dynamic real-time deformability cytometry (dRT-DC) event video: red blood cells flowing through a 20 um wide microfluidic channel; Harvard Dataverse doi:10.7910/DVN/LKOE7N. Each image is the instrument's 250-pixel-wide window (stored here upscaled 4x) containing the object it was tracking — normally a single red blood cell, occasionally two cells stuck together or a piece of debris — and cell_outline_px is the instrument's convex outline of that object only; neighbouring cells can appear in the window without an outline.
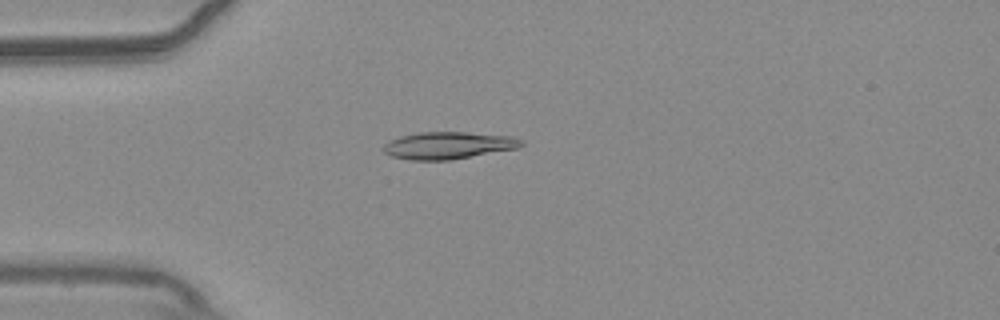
{"species": "common noctule bat (a hibernating species)", "species_latin": "Nyctalus noctula", "temperature_condition": "warm", "stored_images_in_passage": 53, "camera_frame_rate_fps": 3000, "um_per_image_px": 0.085, "animal": {"sex": "male", "body_mass_g": 20.4}, "frame": {"image": 1, "passage_image": 13, "time_ms": 4.0, "image_size_px": [1000, 320], "cell_outline_px": [[524, 144], [520, 148], [452, 160], [412, 160], [392, 156], [384, 152], [384, 144], [388, 140], [400, 136], [420, 132], [468, 132], [512, 136], [524, 140]], "centroid_in_image_um": [38.16, 12.36], "position_along_channel_um": 46.8, "area_um2": 22.08}}
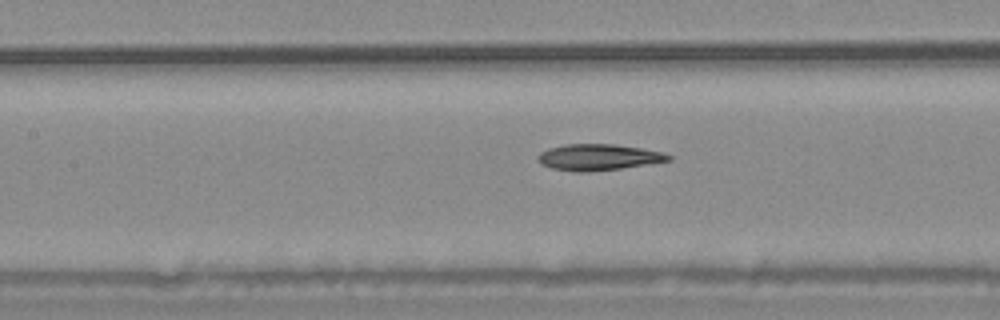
{"frame": {"image": 2, "passage_image": 23, "time_ms": 7.333, "image_size_px": [1000, 320], "cell_outline_px": [[672, 160], [620, 168], [588, 172], [572, 172], [552, 168], [540, 164], [536, 160], [536, 156], [540, 152], [548, 148], [564, 144], [616, 144], [664, 152], [672, 156]], "centroid_in_image_um": [50.81, 13.36], "position_along_channel_um": 156.6, "area_um2": 20.11}}
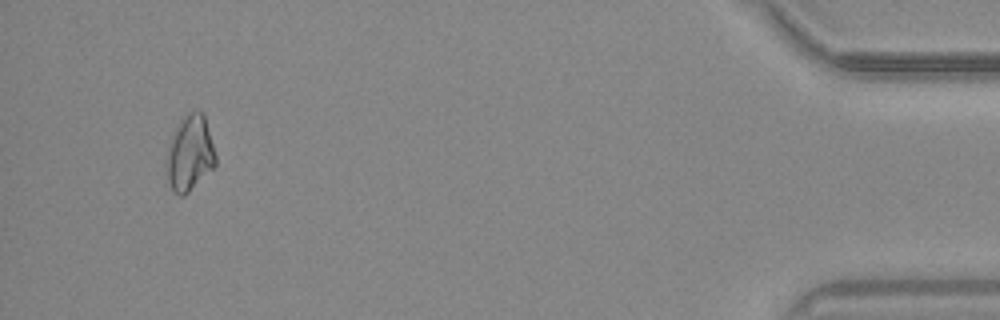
{"frame": {"image": 3, "passage_image": 50, "time_ms": 16.333, "image_size_px": [1000, 320], "cell_outline_px": [[216, 168], [184, 196], [180, 196], [172, 192], [164, 172], [164, 160], [168, 144], [172, 132], [180, 120], [188, 112], [204, 112], [216, 156]], "centroid_in_image_um": [16.09, 13.08], "position_along_channel_um": 419.1, "area_um2": 22.54}, "authors_computed_cell_mechanics": {"area_um2": 20.3456, "velocity_mm_per_s": 3.7473, "shape_relaxation_time_tau1_ms": null, "shape_relaxation_time_tau2_ms": 4.3534, "deformation_change_tau1": null, "deformation_change_tau2": 0.1088}}